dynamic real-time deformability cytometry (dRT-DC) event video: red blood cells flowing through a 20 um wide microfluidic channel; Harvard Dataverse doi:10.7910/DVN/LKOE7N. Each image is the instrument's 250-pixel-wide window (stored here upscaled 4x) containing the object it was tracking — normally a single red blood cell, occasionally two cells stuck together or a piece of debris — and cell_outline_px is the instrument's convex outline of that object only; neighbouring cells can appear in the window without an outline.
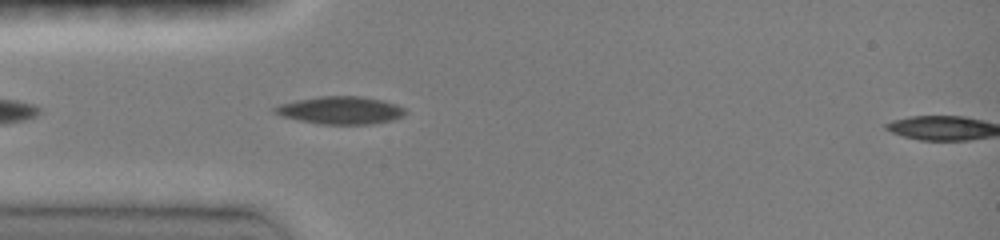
{"species": "common noctule bat (a hibernating species)", "species_latin": "Nyctalus noctula", "temperature_condition": "room temperature", "stored_images_in_passage": 4, "camera_frame_rate_fps": 3000, "um_per_image_px": 0.085, "animal": {"sex": "female", "body_mass_g": 19.0, "forearm_length_mm": 51.5}, "frame": {"image": 1, "passage_image": 3, "time_ms": 0.667, "image_size_px": [1000, 240], "cell_outline_px": [[408, 112], [404, 116], [392, 120], [372, 124], [320, 124], [280, 116], [272, 112], [272, 108], [280, 104], [296, 100], [320, 96], [364, 96], [396, 104], [404, 108]], "centroid_in_image_um": [28.94, 9.37], "position_along_channel_um": 56.1, "area_um2": 21.15}}